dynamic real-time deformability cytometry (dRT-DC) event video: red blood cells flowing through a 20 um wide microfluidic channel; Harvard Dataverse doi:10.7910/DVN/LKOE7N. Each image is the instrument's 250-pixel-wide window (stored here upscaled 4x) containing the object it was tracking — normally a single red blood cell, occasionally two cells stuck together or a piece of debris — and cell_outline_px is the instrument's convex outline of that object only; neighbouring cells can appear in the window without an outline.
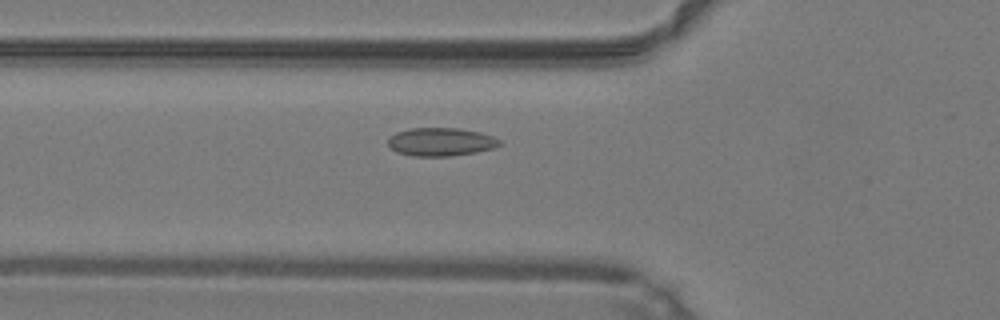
{"species": "common noctule bat (a hibernating species)", "species_latin": "Nyctalus noctula", "temperature_condition": "warm", "stored_images_in_passage": 36, "camera_frame_rate_fps": 3000, "um_per_image_px": 0.085, "animal": {"sex": "male", "body_mass_g": 19.2, "forearm_length_mm": 51.8}, "frame": {"image": 1, "passage_image": 11, "time_ms": 3.333, "image_size_px": [1000, 320], "cell_outline_px": [[500, 144], [496, 148], [476, 152], [452, 156], [412, 156], [396, 152], [388, 144], [388, 140], [396, 132], [412, 128], [456, 128], [480, 132], [492, 136], [500, 140]], "centroid_in_image_um": [37.48, 12.06], "position_along_channel_um": 88.3, "area_um2": 18.32}}
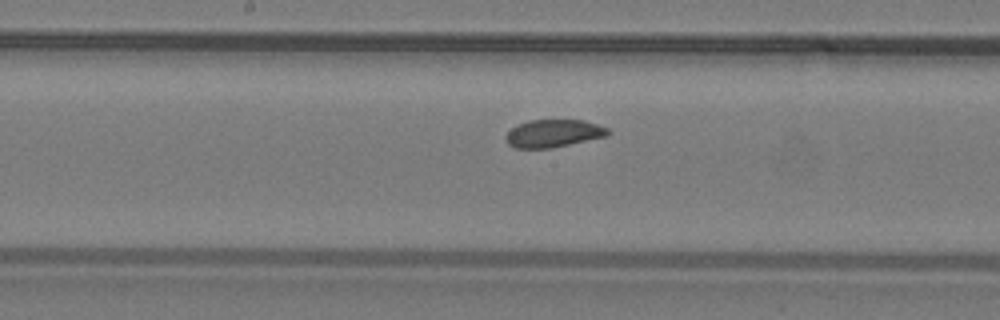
{"frame": {"image": 2, "passage_image": 19, "time_ms": 6.0, "image_size_px": [1000, 320], "cell_outline_px": [[612, 132], [608, 136], [552, 148], [516, 148], [508, 144], [504, 136], [516, 124], [528, 120], [584, 120], [608, 128]], "centroid_in_image_um": [47.05, 11.33], "position_along_channel_um": 201.2, "area_um2": 16.65}}
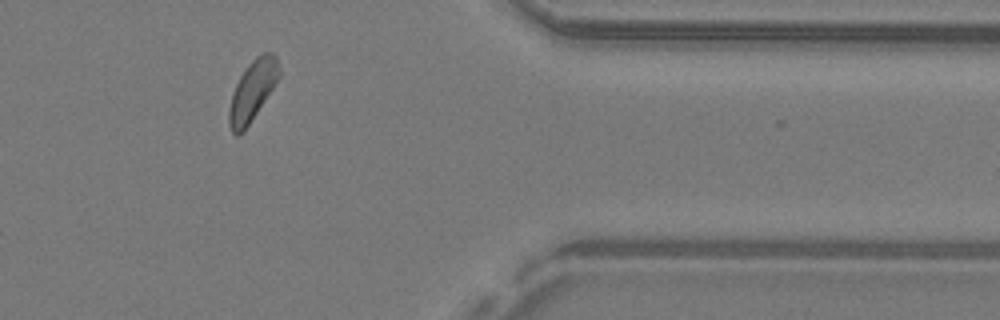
{"frame": {"image": 3, "passage_image": 34, "time_ms": 11.0, "image_size_px": [1000, 320], "cell_outline_px": [[280, 76], [248, 124], [236, 136], [232, 132], [228, 124], [228, 112], [232, 92], [240, 76], [248, 64], [260, 52], [272, 52], [276, 56], [280, 72]], "centroid_in_image_um": [21.44, 7.65], "position_along_channel_um": 390.0, "area_um2": 17.17}, "authors_computed_cell_mechanics": {"area_um2": 17.4267, "velocity_mm_per_s": 4.211, "shape_relaxation_time_tau1_ms": null, "shape_relaxation_time_tau2_ms": 6.2299, "deformation_change_tau1": null, "deformation_change_tau2": 0.0961}}